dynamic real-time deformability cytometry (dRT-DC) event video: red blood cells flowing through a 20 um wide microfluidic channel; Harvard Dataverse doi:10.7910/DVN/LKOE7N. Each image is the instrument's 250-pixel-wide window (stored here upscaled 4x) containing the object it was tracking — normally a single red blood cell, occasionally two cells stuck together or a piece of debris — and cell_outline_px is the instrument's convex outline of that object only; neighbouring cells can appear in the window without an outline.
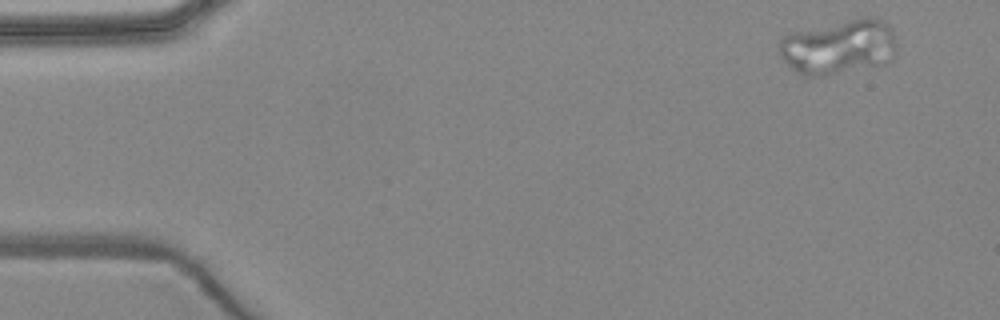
{"species": "common noctule bat (a hibernating species)", "species_latin": "Nyctalus noctula", "temperature_condition": "warm", "stored_images_in_passage": 4, "camera_frame_rate_fps": 3000, "um_per_image_px": 0.085, "animal": {"sex": "female", "body_mass_g": 24.6, "forearm_length_mm": 56.2}, "frame": {"image": 1, "passage_image": 1, "time_ms": 0.0, "image_size_px": [1000, 320], "cell_outline_px": [[896, 52], [884, 64], [824, 76], [804, 76], [796, 72], [780, 56], [780, 40], [784, 36], [792, 32], [860, 16], [872, 16], [888, 24], [892, 32], [896, 44]], "centroid_in_image_um": [71.3, 3.97], "position_along_channel_um": 13.7, "area_um2": 37.57}}
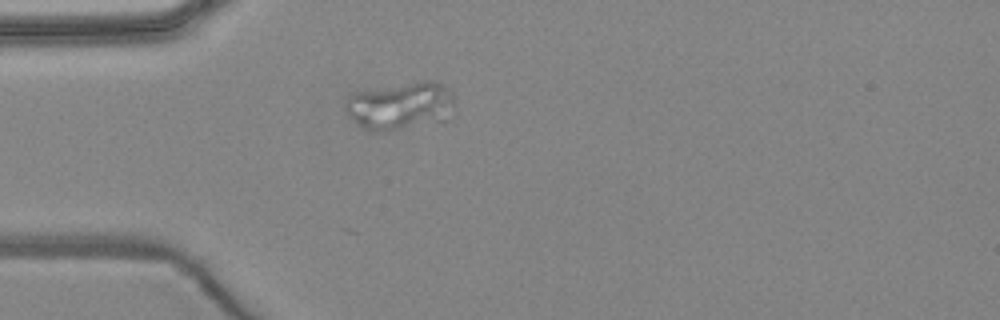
{"frame": {"image": 2, "passage_image": 4, "time_ms": 3.667, "image_size_px": [1000, 320], "cell_outline_px": [[456, 104], [448, 120], [396, 128], [368, 132], [344, 108], [344, 100], [348, 96], [356, 92], [420, 80], [428, 80], [444, 84], [452, 92]], "centroid_in_image_um": [34.1, 8.95], "position_along_channel_um": 50.9, "area_um2": 30.11}}